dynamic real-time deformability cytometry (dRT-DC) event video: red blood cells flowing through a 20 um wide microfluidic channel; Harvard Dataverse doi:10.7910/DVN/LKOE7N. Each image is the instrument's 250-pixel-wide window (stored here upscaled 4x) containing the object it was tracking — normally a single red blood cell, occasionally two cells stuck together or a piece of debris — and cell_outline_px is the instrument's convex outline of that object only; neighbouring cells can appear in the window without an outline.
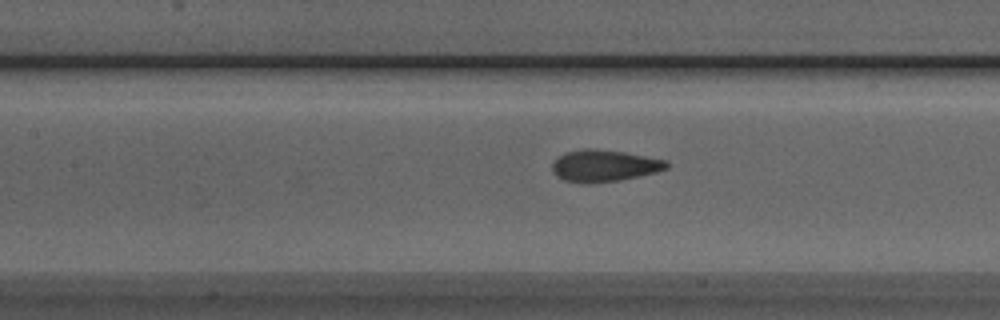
{"species": "Egyptian fruit bat (a non-hibernating species)", "species_latin": "Rousettus aegyptiacus", "temperature_condition": "room temperature", "stored_images_in_passage": 12, "camera_frame_rate_fps": 3000, "um_per_image_px": 0.085, "animal": {"sex": "male"}, "frame": {"image": 1, "passage_image": 8, "time_ms": 2.333, "image_size_px": [1000, 320], "cell_outline_px": [[668, 168], [656, 172], [640, 176], [620, 180], [588, 184], [580, 184], [564, 180], [556, 176], [552, 172], [552, 164], [564, 152], [584, 148], [592, 148], [624, 152], [668, 160]], "centroid_in_image_um": [51.34, 14.1], "position_along_channel_um": 156.1, "area_um2": 21.44}}
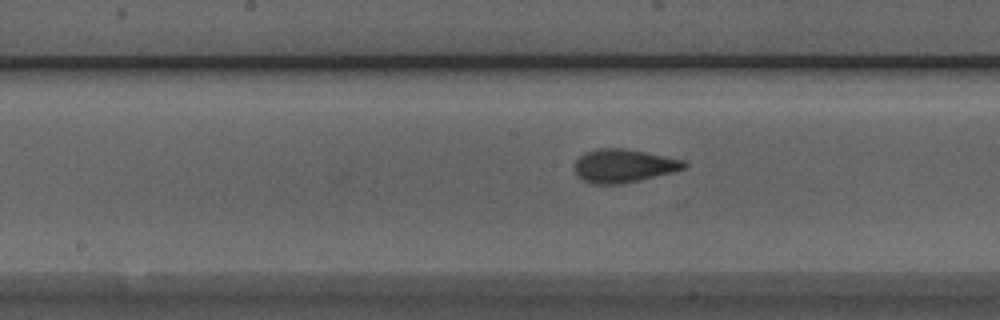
{"frame": {"image": 2, "passage_image": 11, "time_ms": 3.333, "image_size_px": [1000, 320], "cell_outline_px": [[688, 164], [684, 168], [672, 172], [640, 180], [620, 184], [592, 184], [576, 176], [576, 160], [584, 152], [596, 148], [620, 148], [644, 152], [684, 160]], "centroid_in_image_um": [52.98, 14.09], "position_along_channel_um": 195.2, "area_um2": 21.1}}